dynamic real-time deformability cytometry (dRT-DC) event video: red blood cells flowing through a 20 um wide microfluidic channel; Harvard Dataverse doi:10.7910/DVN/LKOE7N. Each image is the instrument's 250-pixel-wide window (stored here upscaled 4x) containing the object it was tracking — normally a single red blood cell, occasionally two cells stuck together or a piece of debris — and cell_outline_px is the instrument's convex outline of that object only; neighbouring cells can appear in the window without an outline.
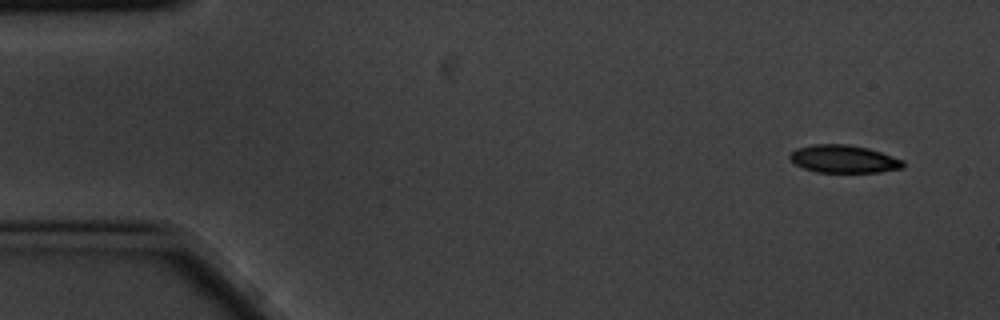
{"species": "common noctule bat (a hibernating species)", "species_latin": "Nyctalus noctula", "temperature_condition": "cold", "stored_images_in_passage": 4, "camera_frame_rate_fps": 3000, "um_per_image_px": 0.085, "animal": {"sex": "male", "body_mass_g": 20.1, "forearm_length_mm": 53.5}, "frame": {"image": 1, "passage_image": 1, "time_ms": 0.0, "image_size_px": [1000, 320], "cell_outline_px": [[904, 168], [880, 172], [816, 172], [804, 168], [796, 164], [788, 156], [796, 148], [812, 144], [848, 144], [868, 148], [904, 160]], "centroid_in_image_um": [71.73, 13.51], "position_along_channel_um": 13.3, "area_um2": 18.32}}
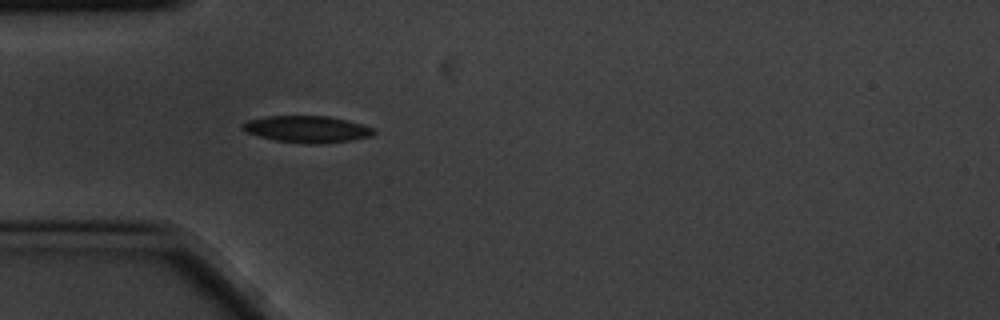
{"frame": {"image": 2, "passage_image": 4, "time_ms": 1.0, "image_size_px": [1000, 320], "cell_outline_px": [[376, 132], [372, 136], [348, 140], [320, 144], [308, 144], [276, 140], [260, 136], [248, 132], [240, 128], [240, 124], [248, 120], [268, 116], [328, 116], [360, 124], [372, 128]], "centroid_in_image_um": [26.06, 10.98], "position_along_channel_um": 58.9, "area_um2": 20.11}}